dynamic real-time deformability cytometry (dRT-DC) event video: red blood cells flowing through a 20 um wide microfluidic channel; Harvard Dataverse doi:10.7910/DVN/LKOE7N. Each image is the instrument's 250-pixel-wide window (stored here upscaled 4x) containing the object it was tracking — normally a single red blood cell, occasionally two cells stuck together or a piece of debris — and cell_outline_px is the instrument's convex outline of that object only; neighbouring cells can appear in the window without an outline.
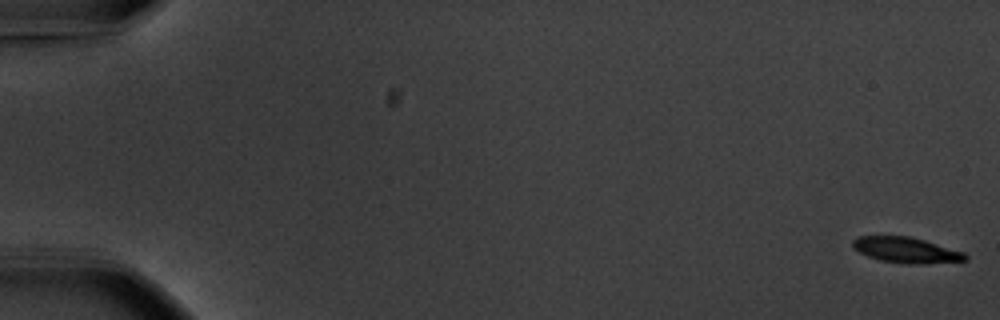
{"species": "common noctule bat (a hibernating species)", "species_latin": "Nyctalus noctula", "temperature_condition": "warm", "stored_images_in_passage": 57, "camera_frame_rate_fps": 3000, "um_per_image_px": 0.085, "animal": {"sex": "male", "body_mass_g": 20.1, "forearm_length_mm": 53.5}, "frame": {"image": 1, "passage_image": 1, "time_ms": 0.0, "image_size_px": [1000, 320], "cell_outline_px": [[968, 260], [920, 264], [908, 264], [880, 260], [868, 256], [852, 248], [852, 240], [856, 236], [908, 236], [924, 240], [964, 252], [968, 256]], "centroid_in_image_um": [77.0, 21.25], "position_along_channel_um": 8.0, "area_um2": 16.76}}
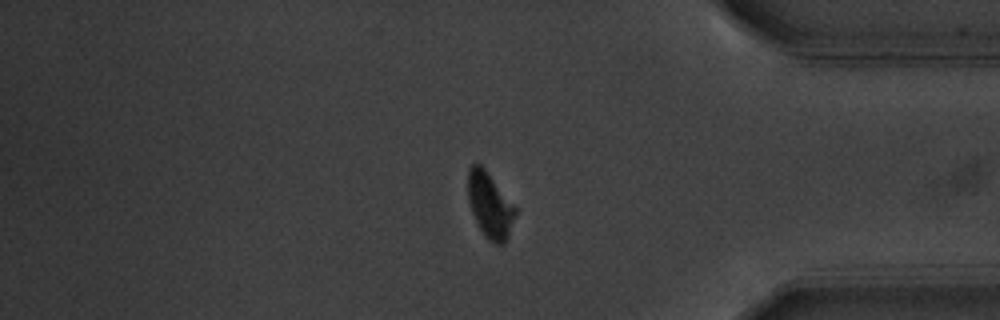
{"frame": {"image": 2, "passage_image": 48, "time_ms": 15.667, "image_size_px": [1000, 320], "cell_outline_px": [[516, 216], [508, 236], [504, 244], [496, 244], [488, 240], [484, 236], [472, 212], [468, 200], [468, 168], [472, 164], [480, 164], [484, 168], [516, 208]], "centroid_in_image_um": [41.64, 17.46], "position_along_channel_um": 393.6, "area_um2": 17.8}}
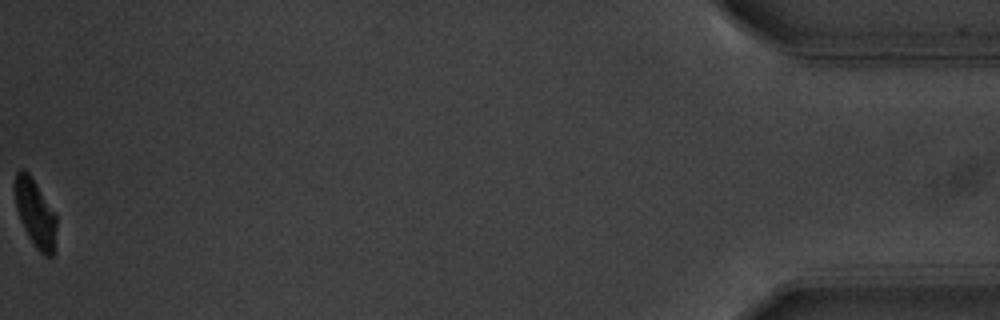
{"frame": {"image": 3, "passage_image": 57, "time_ms": 18.667, "image_size_px": [1000, 320], "cell_outline_px": [[56, 228], [52, 256], [44, 256], [36, 248], [28, 236], [20, 220], [16, 208], [12, 184], [16, 172], [20, 168], [24, 168], [32, 176], [56, 216]], "centroid_in_image_um": [2.94, 18.04], "position_along_channel_um": 432.3, "area_um2": 16.53}, "authors_computed_cell_mechanics": {"area_um2": 18.0914, "velocity_mm_per_s": 3.6519, "shape_relaxation_time_tau1_ms": 1.756, "shape_relaxation_time_tau2_ms": null, "deformation_change_tau1": 0.1494, "deformation_change_tau2": null}}